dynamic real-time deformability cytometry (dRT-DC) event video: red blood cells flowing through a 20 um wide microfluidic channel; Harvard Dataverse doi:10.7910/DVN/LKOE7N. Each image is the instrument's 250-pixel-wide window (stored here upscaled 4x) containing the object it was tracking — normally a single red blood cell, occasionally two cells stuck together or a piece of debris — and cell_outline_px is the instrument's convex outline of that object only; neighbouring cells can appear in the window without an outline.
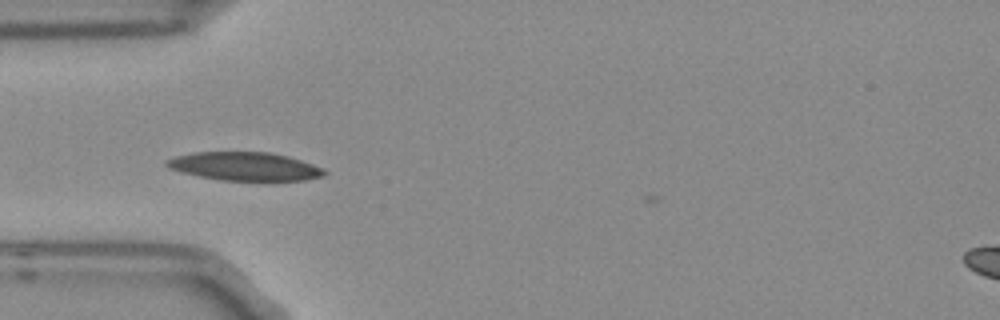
{"species": "Egyptian fruit bat (a non-hibernating species)", "species_latin": "Rousettus aegyptiacus", "temperature_condition": "room temperature", "stored_images_in_passage": 4, "camera_frame_rate_fps": 3000, "um_per_image_px": 0.085, "frame": {"image": 1, "passage_image": 3, "time_ms": 0.667, "image_size_px": [1000, 320], "cell_outline_px": [[328, 172], [324, 176], [304, 180], [220, 180], [180, 172], [168, 168], [164, 164], [164, 160], [176, 156], [192, 152], [268, 152], [288, 156], [312, 164]], "centroid_in_image_um": [20.75, 14.13], "position_along_channel_um": 64.3, "area_um2": 26.01}}